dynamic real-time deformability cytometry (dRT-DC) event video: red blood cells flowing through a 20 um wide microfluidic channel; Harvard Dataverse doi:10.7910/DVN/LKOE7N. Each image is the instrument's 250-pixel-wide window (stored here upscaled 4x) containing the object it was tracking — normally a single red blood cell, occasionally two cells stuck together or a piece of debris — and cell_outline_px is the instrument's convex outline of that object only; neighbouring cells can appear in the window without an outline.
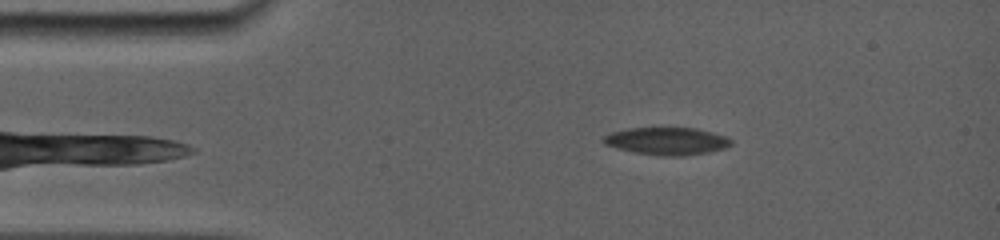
{"species": "common noctule bat (a hibernating species)", "species_latin": "Nyctalus noctula", "temperature_condition": "room temperature", "stored_images_in_passage": 41, "camera_frame_rate_fps": 5000, "um_per_image_px": 0.085, "animal": {"sex": "female", "body_mass_g": 19.0, "forearm_length_mm": 56.7}, "frame": {"image": 1, "passage_image": 4, "time_ms": 1.0, "image_size_px": [1000, 240], "cell_outline_px": [[732, 144], [724, 148], [708, 152], [684, 156], [656, 156], [616, 148], [604, 144], [600, 140], [604, 136], [612, 132], [628, 128], [696, 128], [728, 136], [732, 140]], "centroid_in_image_um": [56.69, 11.99], "position_along_channel_um": 28.3, "area_um2": 20.58}}
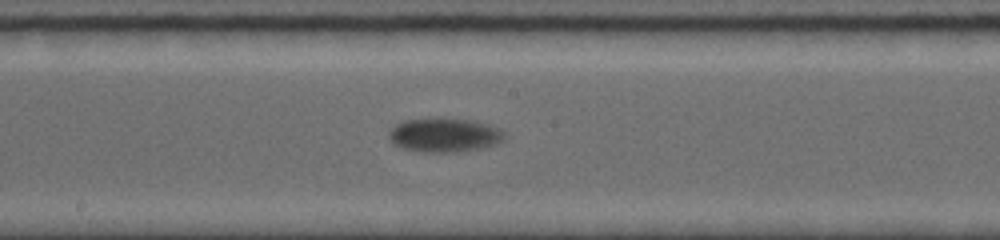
{"frame": {"image": 2, "passage_image": 20, "time_ms": 7.2, "image_size_px": [1000, 240], "cell_outline_px": [[508, 136], [504, 140], [496, 144], [480, 148], [456, 152], [416, 152], [400, 148], [388, 140], [388, 132], [396, 124], [404, 120], [436, 116], [472, 120], [488, 124], [504, 132]], "centroid_in_image_um": [37.73, 11.46], "position_along_channel_um": 210.5, "area_um2": 23.64}}
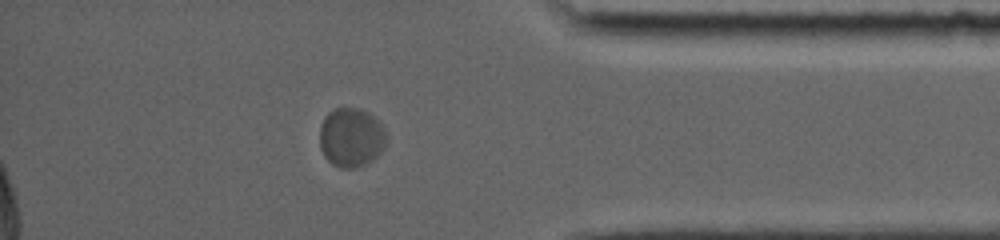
{"frame": {"image": 3, "passage_image": 36, "time_ms": 12.8, "image_size_px": [1000, 240], "cell_outline_px": [[388, 140], [384, 148], [372, 160], [356, 168], [340, 168], [332, 164], [324, 156], [320, 148], [320, 124], [324, 116], [328, 112], [336, 108], [360, 108], [368, 112], [384, 128], [388, 136]], "centroid_in_image_um": [29.85, 11.68], "position_along_channel_um": 405.4, "area_um2": 23.24}, "authors_computed_cell_mechanics": {"area_um2": 22.1952, "velocity_mm_per_s": 3.6666, "shape_relaxation_time_tau1_ms": 2.954, "shape_relaxation_time_tau2_ms": null, "deformation_change_tau1": 0.0934, "deformation_change_tau2": null}}